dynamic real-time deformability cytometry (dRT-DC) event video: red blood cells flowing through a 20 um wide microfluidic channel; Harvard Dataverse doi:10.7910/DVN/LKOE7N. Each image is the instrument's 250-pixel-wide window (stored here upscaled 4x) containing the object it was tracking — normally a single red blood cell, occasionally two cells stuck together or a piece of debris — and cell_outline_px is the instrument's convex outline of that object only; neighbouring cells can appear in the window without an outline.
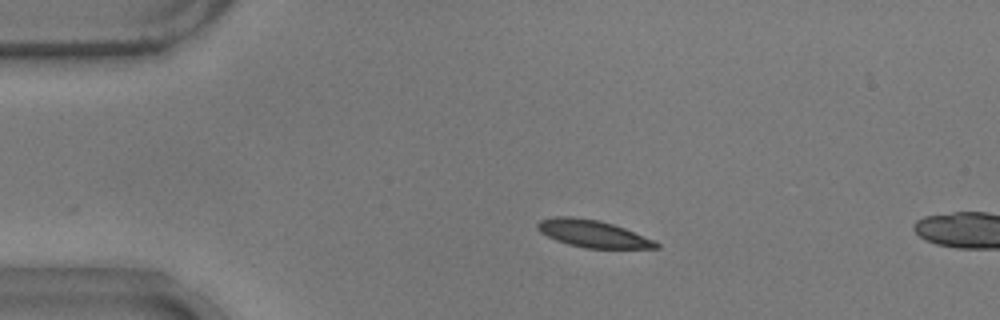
{"species": "common noctule bat (a hibernating species)", "species_latin": "Nyctalus noctula", "temperature_condition": "warm", "stored_images_in_passage": 4, "camera_frame_rate_fps": 3000, "um_per_image_px": 0.085, "animal": {"sex": "male", "body_mass_g": 17.9}, "frame": {"image": 1, "passage_image": 1, "time_ms": 0.0, "image_size_px": [1000, 320], "cell_outline_px": [[660, 248], [584, 248], [568, 244], [556, 240], [540, 232], [536, 228], [536, 224], [540, 220], [556, 216], [568, 216], [600, 220], [624, 228], [652, 240], [660, 244]], "centroid_in_image_um": [50.34, 19.86], "position_along_channel_um": 34.7, "area_um2": 18.61}}